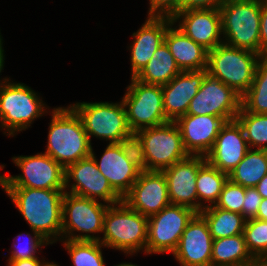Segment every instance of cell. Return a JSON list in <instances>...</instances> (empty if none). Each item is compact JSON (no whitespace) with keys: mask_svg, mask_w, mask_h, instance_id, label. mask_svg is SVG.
Masks as SVG:
<instances>
[{"mask_svg":"<svg viewBox=\"0 0 267 266\" xmlns=\"http://www.w3.org/2000/svg\"><path fill=\"white\" fill-rule=\"evenodd\" d=\"M30 226L51 244L62 240V200L65 190L2 187Z\"/></svg>","mask_w":267,"mask_h":266,"instance_id":"obj_1","label":"cell"},{"mask_svg":"<svg viewBox=\"0 0 267 266\" xmlns=\"http://www.w3.org/2000/svg\"><path fill=\"white\" fill-rule=\"evenodd\" d=\"M44 152L64 168L91 155L92 143L81 118L70 107L53 108Z\"/></svg>","mask_w":267,"mask_h":266,"instance_id":"obj_2","label":"cell"},{"mask_svg":"<svg viewBox=\"0 0 267 266\" xmlns=\"http://www.w3.org/2000/svg\"><path fill=\"white\" fill-rule=\"evenodd\" d=\"M148 217L132 210L123 200L109 205L104 216L100 243L107 248L134 255L146 254Z\"/></svg>","mask_w":267,"mask_h":266,"instance_id":"obj_3","label":"cell"},{"mask_svg":"<svg viewBox=\"0 0 267 266\" xmlns=\"http://www.w3.org/2000/svg\"><path fill=\"white\" fill-rule=\"evenodd\" d=\"M142 170L162 171L189 154L185 151L179 127L168 122L138 130L134 134Z\"/></svg>","mask_w":267,"mask_h":266,"instance_id":"obj_4","label":"cell"},{"mask_svg":"<svg viewBox=\"0 0 267 266\" xmlns=\"http://www.w3.org/2000/svg\"><path fill=\"white\" fill-rule=\"evenodd\" d=\"M261 3L262 0H226L221 5L225 44L260 54Z\"/></svg>","mask_w":267,"mask_h":266,"instance_id":"obj_5","label":"cell"},{"mask_svg":"<svg viewBox=\"0 0 267 266\" xmlns=\"http://www.w3.org/2000/svg\"><path fill=\"white\" fill-rule=\"evenodd\" d=\"M43 102L26 84L10 79L5 82L0 88V127L4 134L13 137L28 129L37 118L50 113Z\"/></svg>","mask_w":267,"mask_h":266,"instance_id":"obj_6","label":"cell"},{"mask_svg":"<svg viewBox=\"0 0 267 266\" xmlns=\"http://www.w3.org/2000/svg\"><path fill=\"white\" fill-rule=\"evenodd\" d=\"M81 118L88 138L121 143L133 141L134 134L127 123L126 109L120 102H76L69 105Z\"/></svg>","mask_w":267,"mask_h":266,"instance_id":"obj_7","label":"cell"},{"mask_svg":"<svg viewBox=\"0 0 267 266\" xmlns=\"http://www.w3.org/2000/svg\"><path fill=\"white\" fill-rule=\"evenodd\" d=\"M262 56L224 42L208 51V74L242 96L252 85L256 66Z\"/></svg>","mask_w":267,"mask_h":266,"instance_id":"obj_8","label":"cell"},{"mask_svg":"<svg viewBox=\"0 0 267 266\" xmlns=\"http://www.w3.org/2000/svg\"><path fill=\"white\" fill-rule=\"evenodd\" d=\"M108 207L106 203L65 192L62 200V240L100 242L101 236L95 234L103 233Z\"/></svg>","mask_w":267,"mask_h":266,"instance_id":"obj_9","label":"cell"},{"mask_svg":"<svg viewBox=\"0 0 267 266\" xmlns=\"http://www.w3.org/2000/svg\"><path fill=\"white\" fill-rule=\"evenodd\" d=\"M91 149L98 170L104 175L112 189L123 199L131 190L142 171L137 147L133 141L108 143L100 161Z\"/></svg>","mask_w":267,"mask_h":266,"instance_id":"obj_10","label":"cell"},{"mask_svg":"<svg viewBox=\"0 0 267 266\" xmlns=\"http://www.w3.org/2000/svg\"><path fill=\"white\" fill-rule=\"evenodd\" d=\"M126 89L122 101L127 123L133 134L144 128L170 122L163 107L161 85L145 84L131 77V83Z\"/></svg>","mask_w":267,"mask_h":266,"instance_id":"obj_11","label":"cell"},{"mask_svg":"<svg viewBox=\"0 0 267 266\" xmlns=\"http://www.w3.org/2000/svg\"><path fill=\"white\" fill-rule=\"evenodd\" d=\"M12 160L22 174H4L2 187L65 190V168L48 154L14 156Z\"/></svg>","mask_w":267,"mask_h":266,"instance_id":"obj_12","label":"cell"},{"mask_svg":"<svg viewBox=\"0 0 267 266\" xmlns=\"http://www.w3.org/2000/svg\"><path fill=\"white\" fill-rule=\"evenodd\" d=\"M196 214L191 208L169 204L159 213L149 216L146 254L173 253Z\"/></svg>","mask_w":267,"mask_h":266,"instance_id":"obj_13","label":"cell"},{"mask_svg":"<svg viewBox=\"0 0 267 266\" xmlns=\"http://www.w3.org/2000/svg\"><path fill=\"white\" fill-rule=\"evenodd\" d=\"M65 192L97 201L100 199V202L108 205L123 200L112 189L107 178L98 170L91 156L65 168Z\"/></svg>","mask_w":267,"mask_h":266,"instance_id":"obj_14","label":"cell"},{"mask_svg":"<svg viewBox=\"0 0 267 266\" xmlns=\"http://www.w3.org/2000/svg\"><path fill=\"white\" fill-rule=\"evenodd\" d=\"M241 108V96L231 87L207 74L192 98L186 114L212 115L234 120Z\"/></svg>","mask_w":267,"mask_h":266,"instance_id":"obj_15","label":"cell"},{"mask_svg":"<svg viewBox=\"0 0 267 266\" xmlns=\"http://www.w3.org/2000/svg\"><path fill=\"white\" fill-rule=\"evenodd\" d=\"M123 201L143 216L149 217L159 213L171 204L163 172L142 170Z\"/></svg>","mask_w":267,"mask_h":266,"instance_id":"obj_16","label":"cell"},{"mask_svg":"<svg viewBox=\"0 0 267 266\" xmlns=\"http://www.w3.org/2000/svg\"><path fill=\"white\" fill-rule=\"evenodd\" d=\"M205 162V156L188 155L162 170L167 180L171 204L185 206L198 213L196 179L199 168Z\"/></svg>","mask_w":267,"mask_h":266,"instance_id":"obj_17","label":"cell"},{"mask_svg":"<svg viewBox=\"0 0 267 266\" xmlns=\"http://www.w3.org/2000/svg\"><path fill=\"white\" fill-rule=\"evenodd\" d=\"M213 239L206 220L197 213L172 253L180 266H211Z\"/></svg>","mask_w":267,"mask_h":266,"instance_id":"obj_18","label":"cell"},{"mask_svg":"<svg viewBox=\"0 0 267 266\" xmlns=\"http://www.w3.org/2000/svg\"><path fill=\"white\" fill-rule=\"evenodd\" d=\"M175 123L180 129L185 151L189 155L206 156L226 120L212 115L185 114Z\"/></svg>","mask_w":267,"mask_h":266,"instance_id":"obj_19","label":"cell"},{"mask_svg":"<svg viewBox=\"0 0 267 266\" xmlns=\"http://www.w3.org/2000/svg\"><path fill=\"white\" fill-rule=\"evenodd\" d=\"M174 25L186 36L208 51L223 43L219 9L180 11L173 18Z\"/></svg>","mask_w":267,"mask_h":266,"instance_id":"obj_20","label":"cell"},{"mask_svg":"<svg viewBox=\"0 0 267 266\" xmlns=\"http://www.w3.org/2000/svg\"><path fill=\"white\" fill-rule=\"evenodd\" d=\"M248 150L243 129L234 119L226 121L222 126L212 149L205 157L211 166L229 175L245 157Z\"/></svg>","mask_w":267,"mask_h":266,"instance_id":"obj_21","label":"cell"},{"mask_svg":"<svg viewBox=\"0 0 267 266\" xmlns=\"http://www.w3.org/2000/svg\"><path fill=\"white\" fill-rule=\"evenodd\" d=\"M207 74V69L181 71L170 82L161 86L163 107L169 121L175 122L187 113L189 103L197 94Z\"/></svg>","mask_w":267,"mask_h":266,"instance_id":"obj_22","label":"cell"},{"mask_svg":"<svg viewBox=\"0 0 267 266\" xmlns=\"http://www.w3.org/2000/svg\"><path fill=\"white\" fill-rule=\"evenodd\" d=\"M173 23L172 18L148 16L144 24L132 34L130 44L131 77H135L149 62L161 43L167 28Z\"/></svg>","mask_w":267,"mask_h":266,"instance_id":"obj_23","label":"cell"},{"mask_svg":"<svg viewBox=\"0 0 267 266\" xmlns=\"http://www.w3.org/2000/svg\"><path fill=\"white\" fill-rule=\"evenodd\" d=\"M164 42L181 71L207 69L208 50L186 36L174 23L167 28Z\"/></svg>","mask_w":267,"mask_h":266,"instance_id":"obj_24","label":"cell"},{"mask_svg":"<svg viewBox=\"0 0 267 266\" xmlns=\"http://www.w3.org/2000/svg\"><path fill=\"white\" fill-rule=\"evenodd\" d=\"M211 266H261L247 248L243 234L213 240Z\"/></svg>","mask_w":267,"mask_h":266,"instance_id":"obj_25","label":"cell"},{"mask_svg":"<svg viewBox=\"0 0 267 266\" xmlns=\"http://www.w3.org/2000/svg\"><path fill=\"white\" fill-rule=\"evenodd\" d=\"M181 70L165 42L161 43L149 62L134 77L136 80L153 85L170 82Z\"/></svg>","mask_w":267,"mask_h":266,"instance_id":"obj_26","label":"cell"},{"mask_svg":"<svg viewBox=\"0 0 267 266\" xmlns=\"http://www.w3.org/2000/svg\"><path fill=\"white\" fill-rule=\"evenodd\" d=\"M267 174V150L249 149L229 173L228 179L243 187H255Z\"/></svg>","mask_w":267,"mask_h":266,"instance_id":"obj_27","label":"cell"},{"mask_svg":"<svg viewBox=\"0 0 267 266\" xmlns=\"http://www.w3.org/2000/svg\"><path fill=\"white\" fill-rule=\"evenodd\" d=\"M207 222L212 239L243 234L246 219L242 214L209 206L199 213Z\"/></svg>","mask_w":267,"mask_h":266,"instance_id":"obj_28","label":"cell"},{"mask_svg":"<svg viewBox=\"0 0 267 266\" xmlns=\"http://www.w3.org/2000/svg\"><path fill=\"white\" fill-rule=\"evenodd\" d=\"M227 181L228 174L211 166L207 161L199 168L196 179L198 213L206 207L215 205Z\"/></svg>","mask_w":267,"mask_h":266,"instance_id":"obj_29","label":"cell"},{"mask_svg":"<svg viewBox=\"0 0 267 266\" xmlns=\"http://www.w3.org/2000/svg\"><path fill=\"white\" fill-rule=\"evenodd\" d=\"M241 108L256 114H267V56L256 66L251 87L241 96Z\"/></svg>","mask_w":267,"mask_h":266,"instance_id":"obj_30","label":"cell"},{"mask_svg":"<svg viewBox=\"0 0 267 266\" xmlns=\"http://www.w3.org/2000/svg\"><path fill=\"white\" fill-rule=\"evenodd\" d=\"M243 129L249 149L267 150V114H256L240 108L235 118Z\"/></svg>","mask_w":267,"mask_h":266,"instance_id":"obj_31","label":"cell"},{"mask_svg":"<svg viewBox=\"0 0 267 266\" xmlns=\"http://www.w3.org/2000/svg\"><path fill=\"white\" fill-rule=\"evenodd\" d=\"M65 250L68 251L72 266H105L102 247L98 241L62 240Z\"/></svg>","mask_w":267,"mask_h":266,"instance_id":"obj_32","label":"cell"},{"mask_svg":"<svg viewBox=\"0 0 267 266\" xmlns=\"http://www.w3.org/2000/svg\"><path fill=\"white\" fill-rule=\"evenodd\" d=\"M243 236L248 250L262 265L267 260V221L256 218L246 220Z\"/></svg>","mask_w":267,"mask_h":266,"instance_id":"obj_33","label":"cell"},{"mask_svg":"<svg viewBox=\"0 0 267 266\" xmlns=\"http://www.w3.org/2000/svg\"><path fill=\"white\" fill-rule=\"evenodd\" d=\"M25 233H21L17 235V243H13L12 248H14L11 251V255L9 256L7 261H15V260H25L30 258H36L38 257L37 253H40L38 249L42 248L44 245L51 244L49 241H47L41 234L37 233L36 231H32V234L27 233L26 236H28L26 242L24 245H21L19 237H23ZM32 235V236H31ZM38 251V252H37Z\"/></svg>","mask_w":267,"mask_h":266,"instance_id":"obj_34","label":"cell"},{"mask_svg":"<svg viewBox=\"0 0 267 266\" xmlns=\"http://www.w3.org/2000/svg\"><path fill=\"white\" fill-rule=\"evenodd\" d=\"M244 196L245 187L235 184L228 179L214 206L241 214Z\"/></svg>","mask_w":267,"mask_h":266,"instance_id":"obj_35","label":"cell"},{"mask_svg":"<svg viewBox=\"0 0 267 266\" xmlns=\"http://www.w3.org/2000/svg\"><path fill=\"white\" fill-rule=\"evenodd\" d=\"M148 16L173 18L181 11V0H149Z\"/></svg>","mask_w":267,"mask_h":266,"instance_id":"obj_36","label":"cell"},{"mask_svg":"<svg viewBox=\"0 0 267 266\" xmlns=\"http://www.w3.org/2000/svg\"><path fill=\"white\" fill-rule=\"evenodd\" d=\"M262 197L255 187H245V196L242 204V215L246 220L257 216Z\"/></svg>","mask_w":267,"mask_h":266,"instance_id":"obj_37","label":"cell"},{"mask_svg":"<svg viewBox=\"0 0 267 266\" xmlns=\"http://www.w3.org/2000/svg\"><path fill=\"white\" fill-rule=\"evenodd\" d=\"M226 0H181V11L219 9Z\"/></svg>","mask_w":267,"mask_h":266,"instance_id":"obj_38","label":"cell"},{"mask_svg":"<svg viewBox=\"0 0 267 266\" xmlns=\"http://www.w3.org/2000/svg\"><path fill=\"white\" fill-rule=\"evenodd\" d=\"M260 55L267 56V0H262L261 3Z\"/></svg>","mask_w":267,"mask_h":266,"instance_id":"obj_39","label":"cell"},{"mask_svg":"<svg viewBox=\"0 0 267 266\" xmlns=\"http://www.w3.org/2000/svg\"><path fill=\"white\" fill-rule=\"evenodd\" d=\"M45 259L39 260V257L25 260L8 261L7 266H43Z\"/></svg>","mask_w":267,"mask_h":266,"instance_id":"obj_40","label":"cell"},{"mask_svg":"<svg viewBox=\"0 0 267 266\" xmlns=\"http://www.w3.org/2000/svg\"><path fill=\"white\" fill-rule=\"evenodd\" d=\"M256 219L267 221V198H262Z\"/></svg>","mask_w":267,"mask_h":266,"instance_id":"obj_41","label":"cell"},{"mask_svg":"<svg viewBox=\"0 0 267 266\" xmlns=\"http://www.w3.org/2000/svg\"><path fill=\"white\" fill-rule=\"evenodd\" d=\"M1 34V33H0ZM3 37H2V35H0V73L2 72V70H4L3 69V67H4V60H5V53H4V47H3V39H2ZM10 79V77L8 78V77H6V78H3L2 80H0V88H1V86L5 83V82H7L8 80Z\"/></svg>","mask_w":267,"mask_h":266,"instance_id":"obj_42","label":"cell"},{"mask_svg":"<svg viewBox=\"0 0 267 266\" xmlns=\"http://www.w3.org/2000/svg\"><path fill=\"white\" fill-rule=\"evenodd\" d=\"M262 198H267V174L255 186Z\"/></svg>","mask_w":267,"mask_h":266,"instance_id":"obj_43","label":"cell"},{"mask_svg":"<svg viewBox=\"0 0 267 266\" xmlns=\"http://www.w3.org/2000/svg\"><path fill=\"white\" fill-rule=\"evenodd\" d=\"M115 266H139V265H135V264H133L132 262L131 263H127V262H123V263H121V264H117V265H115Z\"/></svg>","mask_w":267,"mask_h":266,"instance_id":"obj_44","label":"cell"},{"mask_svg":"<svg viewBox=\"0 0 267 266\" xmlns=\"http://www.w3.org/2000/svg\"><path fill=\"white\" fill-rule=\"evenodd\" d=\"M43 266H59V265L54 263V261L53 262L46 261Z\"/></svg>","mask_w":267,"mask_h":266,"instance_id":"obj_45","label":"cell"},{"mask_svg":"<svg viewBox=\"0 0 267 266\" xmlns=\"http://www.w3.org/2000/svg\"><path fill=\"white\" fill-rule=\"evenodd\" d=\"M2 182H3V175L0 174V186H2Z\"/></svg>","mask_w":267,"mask_h":266,"instance_id":"obj_46","label":"cell"},{"mask_svg":"<svg viewBox=\"0 0 267 266\" xmlns=\"http://www.w3.org/2000/svg\"><path fill=\"white\" fill-rule=\"evenodd\" d=\"M261 266H267V260Z\"/></svg>","mask_w":267,"mask_h":266,"instance_id":"obj_47","label":"cell"}]
</instances>
